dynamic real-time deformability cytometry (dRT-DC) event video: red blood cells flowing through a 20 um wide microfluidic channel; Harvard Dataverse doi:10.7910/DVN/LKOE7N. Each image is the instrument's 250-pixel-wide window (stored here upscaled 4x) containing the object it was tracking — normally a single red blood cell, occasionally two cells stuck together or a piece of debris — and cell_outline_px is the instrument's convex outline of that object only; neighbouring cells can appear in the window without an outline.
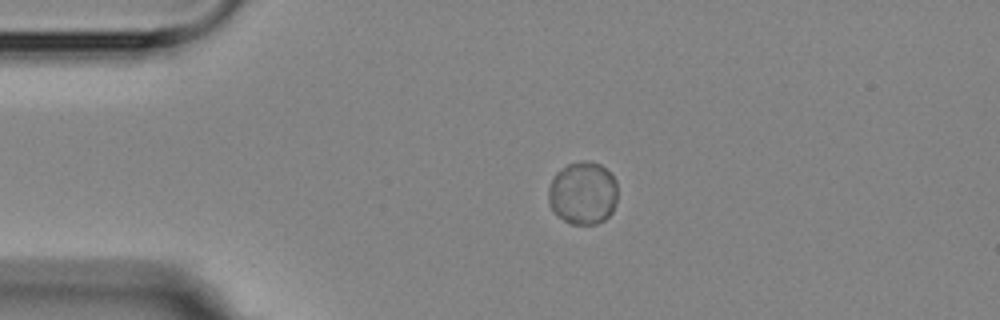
{"species": "Egyptian fruit bat (a non-hibernating species)", "species_latin": "Rousettus aegyptiacus", "temperature_condition": "room temperature", "stored_images_in_passage": 5, "camera_frame_rate_fps": 3000, "um_per_image_px": 0.085, "animal": {"sex": "female"}, "frame": {"image": 1, "passage_image": 5, "time_ms": 4.667, "image_size_px": [1000, 320], "cell_outline_px": [[616, 204], [612, 212], [604, 220], [596, 224], [572, 224], [564, 220], [548, 204], [548, 188], [556, 172], [568, 164], [580, 160], [588, 160], [600, 164], [616, 180]], "centroid_in_image_um": [49.54, 16.4], "position_along_channel_um": 35.5, "area_um2": 25.32}}